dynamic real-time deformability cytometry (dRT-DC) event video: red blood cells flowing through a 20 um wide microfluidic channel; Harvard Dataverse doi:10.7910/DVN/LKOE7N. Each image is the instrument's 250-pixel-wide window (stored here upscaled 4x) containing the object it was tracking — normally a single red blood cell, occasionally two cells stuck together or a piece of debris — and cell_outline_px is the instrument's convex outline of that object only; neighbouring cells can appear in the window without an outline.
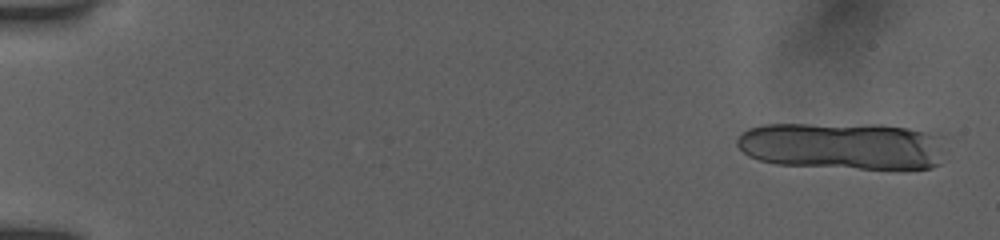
{"species": "human", "species_latin": "Homo sapiens", "temperature_condition": "room temperature", "stored_images_in_passage": 16, "camera_frame_rate_fps": 3000, "um_per_image_px": 0.085, "donor": {"sex": "female"}, "frame": {"image": 1, "passage_image": 3, "time_ms": 0.667, "image_size_px": [1000, 240], "cell_outline_px": [[940, 164], [932, 168], [860, 168], [776, 164], [760, 160], [748, 156], [736, 144], [736, 136], [740, 132], [748, 128], [764, 124], [880, 124], [908, 128], [924, 132], [936, 136]], "centroid_in_image_um": [71.45, 12.38], "position_along_channel_um": 13.5, "area_um2": 56.82}}